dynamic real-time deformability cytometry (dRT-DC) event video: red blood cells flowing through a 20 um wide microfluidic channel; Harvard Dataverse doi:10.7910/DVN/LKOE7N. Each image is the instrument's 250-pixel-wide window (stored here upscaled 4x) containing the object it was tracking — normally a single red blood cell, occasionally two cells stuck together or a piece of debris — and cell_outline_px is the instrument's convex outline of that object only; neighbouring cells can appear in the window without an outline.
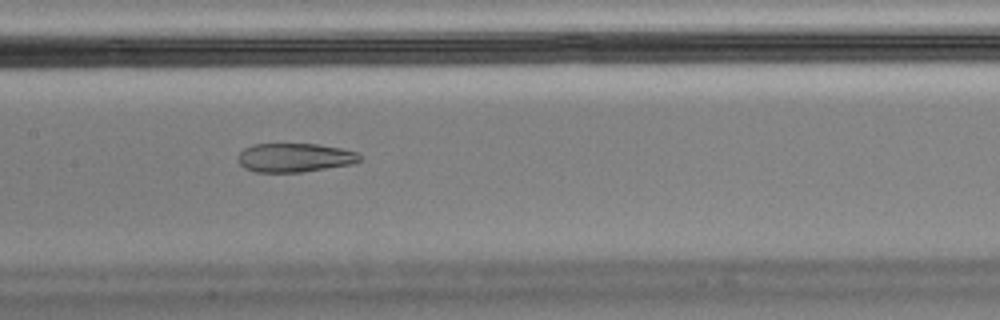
{"species": "Egyptian fruit bat (a non-hibernating species)", "species_latin": "Rousettus aegyptiacus", "temperature_condition": "cold", "stored_images_in_passage": 28, "camera_frame_rate_fps": 3000, "um_per_image_px": 0.085, "animal": {"sex": "male"}, "frame": {"image": 1, "passage_image": 28, "time_ms": 9.0, "image_size_px": [1000, 320], "cell_outline_px": [[360, 160], [352, 164], [304, 172], [256, 172], [244, 168], [240, 164], [236, 156], [244, 148], [252, 144], [316, 144], [340, 148], [360, 152]], "centroid_in_image_um": [25.03, 13.4], "position_along_channel_um": 182.4, "area_um2": 20.63}}